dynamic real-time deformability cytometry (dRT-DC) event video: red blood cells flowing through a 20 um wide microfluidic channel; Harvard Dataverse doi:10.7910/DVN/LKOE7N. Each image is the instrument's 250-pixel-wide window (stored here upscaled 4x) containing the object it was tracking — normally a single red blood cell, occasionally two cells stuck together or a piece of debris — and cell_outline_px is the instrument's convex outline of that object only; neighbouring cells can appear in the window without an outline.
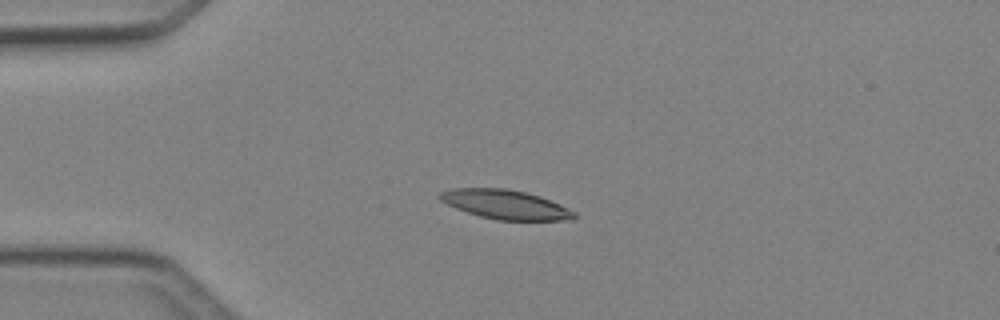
{"species": "Egyptian fruit bat (a non-hibernating species)", "species_latin": "Rousettus aegyptiacus", "temperature_condition": "cold", "stored_images_in_passage": 5, "camera_frame_rate_fps": 3000, "um_per_image_px": 0.085, "animal": {"sex": "female"}, "frame": {"image": 1, "passage_image": 2, "time_ms": 2.0, "image_size_px": [1000, 320], "cell_outline_px": [[576, 216], [572, 220], [496, 220], [480, 216], [456, 208], [440, 200], [436, 196], [440, 192], [452, 188], [508, 188], [528, 192], [540, 196], [560, 204], [576, 212]], "centroid_in_image_um": [42.97, 17.37], "position_along_channel_um": 42.0, "area_um2": 23.0}}
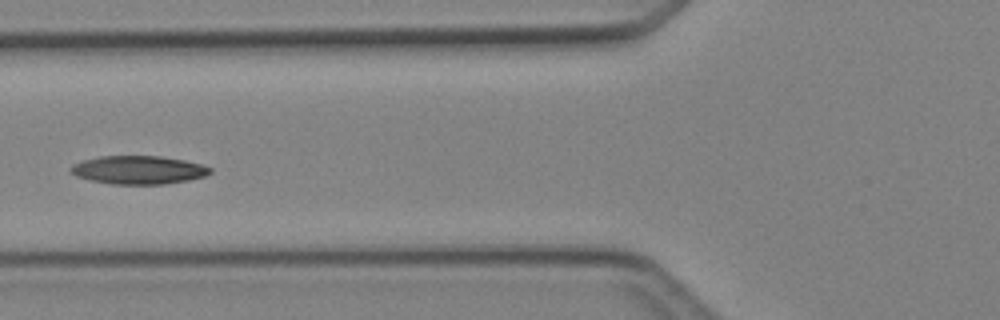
{"frame": {"image": 2, "passage_image": 4, "time_ms": 4.333, "image_size_px": [1000, 320], "cell_outline_px": [[212, 172], [204, 176], [188, 180], [164, 184], [112, 184], [92, 180], [76, 176], [68, 172], [68, 168], [84, 160], [100, 156], [160, 156], [184, 160], [200, 164], [212, 168]], "centroid_in_image_um": [11.76, 14.44], "position_along_channel_um": 114.0, "area_um2": 22.89}}
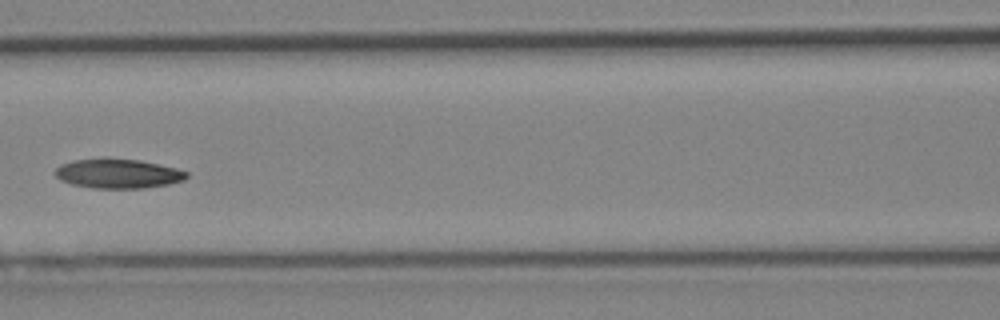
{"frame": {"image": 3, "passage_image": 5, "time_ms": 5.333, "image_size_px": [1000, 320], "cell_outline_px": [[188, 176], [184, 180], [168, 184], [144, 188], [92, 188], [72, 184], [60, 180], [56, 176], [56, 168], [60, 164], [72, 160], [104, 156], [108, 156], [140, 160], [176, 168], [188, 172]], "centroid_in_image_um": [10.0, 14.72], "position_along_channel_um": 156.6, "area_um2": 23.06}}